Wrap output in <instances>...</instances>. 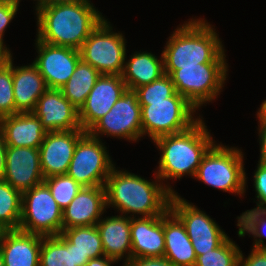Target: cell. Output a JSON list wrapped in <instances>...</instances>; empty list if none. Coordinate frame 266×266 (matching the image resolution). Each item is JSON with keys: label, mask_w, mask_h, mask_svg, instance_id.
<instances>
[{"label": "cell", "mask_w": 266, "mask_h": 266, "mask_svg": "<svg viewBox=\"0 0 266 266\" xmlns=\"http://www.w3.org/2000/svg\"><path fill=\"white\" fill-rule=\"evenodd\" d=\"M258 134L260 144V159L259 163L266 164V123H258Z\"/></svg>", "instance_id": "ab89813d"}, {"label": "cell", "mask_w": 266, "mask_h": 266, "mask_svg": "<svg viewBox=\"0 0 266 266\" xmlns=\"http://www.w3.org/2000/svg\"><path fill=\"white\" fill-rule=\"evenodd\" d=\"M87 133L97 139L99 135L138 141L143 137L141 106L135 90L126 89L114 106L99 119Z\"/></svg>", "instance_id": "8fae6325"}, {"label": "cell", "mask_w": 266, "mask_h": 266, "mask_svg": "<svg viewBox=\"0 0 266 266\" xmlns=\"http://www.w3.org/2000/svg\"><path fill=\"white\" fill-rule=\"evenodd\" d=\"M37 1L36 6H52L58 4H70V3H77L82 2L85 0H35Z\"/></svg>", "instance_id": "7bdbcfd3"}, {"label": "cell", "mask_w": 266, "mask_h": 266, "mask_svg": "<svg viewBox=\"0 0 266 266\" xmlns=\"http://www.w3.org/2000/svg\"><path fill=\"white\" fill-rule=\"evenodd\" d=\"M204 121L199 120L189 129L159 137L153 141L160 150L156 175L162 181L195 177L202 157L215 143Z\"/></svg>", "instance_id": "277c9868"}, {"label": "cell", "mask_w": 266, "mask_h": 266, "mask_svg": "<svg viewBox=\"0 0 266 266\" xmlns=\"http://www.w3.org/2000/svg\"><path fill=\"white\" fill-rule=\"evenodd\" d=\"M20 0H0V46L5 47L10 53V49L4 45V32L9 23L17 14Z\"/></svg>", "instance_id": "d590c367"}, {"label": "cell", "mask_w": 266, "mask_h": 266, "mask_svg": "<svg viewBox=\"0 0 266 266\" xmlns=\"http://www.w3.org/2000/svg\"><path fill=\"white\" fill-rule=\"evenodd\" d=\"M0 125L7 146L39 148L47 134L33 112L4 116Z\"/></svg>", "instance_id": "44dd1931"}, {"label": "cell", "mask_w": 266, "mask_h": 266, "mask_svg": "<svg viewBox=\"0 0 266 266\" xmlns=\"http://www.w3.org/2000/svg\"><path fill=\"white\" fill-rule=\"evenodd\" d=\"M11 53L5 48L0 46V67L4 65Z\"/></svg>", "instance_id": "f6af8a7d"}, {"label": "cell", "mask_w": 266, "mask_h": 266, "mask_svg": "<svg viewBox=\"0 0 266 266\" xmlns=\"http://www.w3.org/2000/svg\"><path fill=\"white\" fill-rule=\"evenodd\" d=\"M126 89V83L121 75L101 74L85 103L78 110L81 128L87 132L110 111Z\"/></svg>", "instance_id": "4fadbf2b"}, {"label": "cell", "mask_w": 266, "mask_h": 266, "mask_svg": "<svg viewBox=\"0 0 266 266\" xmlns=\"http://www.w3.org/2000/svg\"><path fill=\"white\" fill-rule=\"evenodd\" d=\"M118 262L114 259L108 258L105 255L99 258L90 259L85 266H111V264Z\"/></svg>", "instance_id": "b9f144b4"}, {"label": "cell", "mask_w": 266, "mask_h": 266, "mask_svg": "<svg viewBox=\"0 0 266 266\" xmlns=\"http://www.w3.org/2000/svg\"><path fill=\"white\" fill-rule=\"evenodd\" d=\"M86 133L83 129L47 132L39 147L44 179L67 174L75 147Z\"/></svg>", "instance_id": "5bb4252c"}, {"label": "cell", "mask_w": 266, "mask_h": 266, "mask_svg": "<svg viewBox=\"0 0 266 266\" xmlns=\"http://www.w3.org/2000/svg\"><path fill=\"white\" fill-rule=\"evenodd\" d=\"M164 257L175 266H195L197 256L181 220L168 209L164 213Z\"/></svg>", "instance_id": "603a6c76"}, {"label": "cell", "mask_w": 266, "mask_h": 266, "mask_svg": "<svg viewBox=\"0 0 266 266\" xmlns=\"http://www.w3.org/2000/svg\"><path fill=\"white\" fill-rule=\"evenodd\" d=\"M101 140L86 133L75 147L67 175L83 187L105 186L115 166Z\"/></svg>", "instance_id": "30bf717a"}, {"label": "cell", "mask_w": 266, "mask_h": 266, "mask_svg": "<svg viewBox=\"0 0 266 266\" xmlns=\"http://www.w3.org/2000/svg\"><path fill=\"white\" fill-rule=\"evenodd\" d=\"M143 136L155 139L189 129L200 118L196 108L177 92L166 101H139ZM195 117V119H194Z\"/></svg>", "instance_id": "8992f818"}, {"label": "cell", "mask_w": 266, "mask_h": 266, "mask_svg": "<svg viewBox=\"0 0 266 266\" xmlns=\"http://www.w3.org/2000/svg\"><path fill=\"white\" fill-rule=\"evenodd\" d=\"M6 148H7V145L4 139L2 127L0 125V181L4 179V175H5Z\"/></svg>", "instance_id": "60d3db41"}, {"label": "cell", "mask_w": 266, "mask_h": 266, "mask_svg": "<svg viewBox=\"0 0 266 266\" xmlns=\"http://www.w3.org/2000/svg\"><path fill=\"white\" fill-rule=\"evenodd\" d=\"M239 266H266V249H252L248 257L242 251L239 256Z\"/></svg>", "instance_id": "74e56055"}, {"label": "cell", "mask_w": 266, "mask_h": 266, "mask_svg": "<svg viewBox=\"0 0 266 266\" xmlns=\"http://www.w3.org/2000/svg\"><path fill=\"white\" fill-rule=\"evenodd\" d=\"M254 188L256 191V209L266 208V164L258 162L257 170L254 173Z\"/></svg>", "instance_id": "8d00e7d4"}, {"label": "cell", "mask_w": 266, "mask_h": 266, "mask_svg": "<svg viewBox=\"0 0 266 266\" xmlns=\"http://www.w3.org/2000/svg\"><path fill=\"white\" fill-rule=\"evenodd\" d=\"M122 266H175L167 258L163 257H138L131 258Z\"/></svg>", "instance_id": "f35d334b"}, {"label": "cell", "mask_w": 266, "mask_h": 266, "mask_svg": "<svg viewBox=\"0 0 266 266\" xmlns=\"http://www.w3.org/2000/svg\"><path fill=\"white\" fill-rule=\"evenodd\" d=\"M240 248L229 237L217 248L199 255L195 266H239Z\"/></svg>", "instance_id": "4dcf8cb0"}, {"label": "cell", "mask_w": 266, "mask_h": 266, "mask_svg": "<svg viewBox=\"0 0 266 266\" xmlns=\"http://www.w3.org/2000/svg\"><path fill=\"white\" fill-rule=\"evenodd\" d=\"M22 214V193L5 180L0 181V225L6 230L20 226Z\"/></svg>", "instance_id": "f1b7e54d"}, {"label": "cell", "mask_w": 266, "mask_h": 266, "mask_svg": "<svg viewBox=\"0 0 266 266\" xmlns=\"http://www.w3.org/2000/svg\"><path fill=\"white\" fill-rule=\"evenodd\" d=\"M188 237L192 242L197 257L217 248L228 238L227 235H202Z\"/></svg>", "instance_id": "e575fe53"}, {"label": "cell", "mask_w": 266, "mask_h": 266, "mask_svg": "<svg viewBox=\"0 0 266 266\" xmlns=\"http://www.w3.org/2000/svg\"><path fill=\"white\" fill-rule=\"evenodd\" d=\"M101 73L80 60L69 80L60 88L63 96L78 110L85 103Z\"/></svg>", "instance_id": "4316f807"}, {"label": "cell", "mask_w": 266, "mask_h": 266, "mask_svg": "<svg viewBox=\"0 0 266 266\" xmlns=\"http://www.w3.org/2000/svg\"><path fill=\"white\" fill-rule=\"evenodd\" d=\"M42 235L6 230L0 244L5 266H39Z\"/></svg>", "instance_id": "d6986e66"}, {"label": "cell", "mask_w": 266, "mask_h": 266, "mask_svg": "<svg viewBox=\"0 0 266 266\" xmlns=\"http://www.w3.org/2000/svg\"><path fill=\"white\" fill-rule=\"evenodd\" d=\"M204 19H190L169 36L162 51L164 73L203 63H227L225 49L213 26Z\"/></svg>", "instance_id": "3957f363"}, {"label": "cell", "mask_w": 266, "mask_h": 266, "mask_svg": "<svg viewBox=\"0 0 266 266\" xmlns=\"http://www.w3.org/2000/svg\"><path fill=\"white\" fill-rule=\"evenodd\" d=\"M61 235L84 256L99 258L104 256V250L96 225L62 229Z\"/></svg>", "instance_id": "83f0119b"}, {"label": "cell", "mask_w": 266, "mask_h": 266, "mask_svg": "<svg viewBox=\"0 0 266 266\" xmlns=\"http://www.w3.org/2000/svg\"><path fill=\"white\" fill-rule=\"evenodd\" d=\"M169 209L181 220L188 236L227 235L216 221L178 194H172Z\"/></svg>", "instance_id": "d4e9b609"}, {"label": "cell", "mask_w": 266, "mask_h": 266, "mask_svg": "<svg viewBox=\"0 0 266 266\" xmlns=\"http://www.w3.org/2000/svg\"><path fill=\"white\" fill-rule=\"evenodd\" d=\"M6 232V229L0 225V244L3 238L4 233Z\"/></svg>", "instance_id": "bcb514c9"}, {"label": "cell", "mask_w": 266, "mask_h": 266, "mask_svg": "<svg viewBox=\"0 0 266 266\" xmlns=\"http://www.w3.org/2000/svg\"><path fill=\"white\" fill-rule=\"evenodd\" d=\"M19 230L42 236L62 232V210L43 182L22 193V214Z\"/></svg>", "instance_id": "9c48e42d"}, {"label": "cell", "mask_w": 266, "mask_h": 266, "mask_svg": "<svg viewBox=\"0 0 266 266\" xmlns=\"http://www.w3.org/2000/svg\"><path fill=\"white\" fill-rule=\"evenodd\" d=\"M3 180L21 193L43 183L39 148L7 146Z\"/></svg>", "instance_id": "9a60e30c"}, {"label": "cell", "mask_w": 266, "mask_h": 266, "mask_svg": "<svg viewBox=\"0 0 266 266\" xmlns=\"http://www.w3.org/2000/svg\"><path fill=\"white\" fill-rule=\"evenodd\" d=\"M35 41L38 56L33 64L49 89H60L72 76L81 60L80 51L71 47L51 45L37 38Z\"/></svg>", "instance_id": "7c38bea8"}, {"label": "cell", "mask_w": 266, "mask_h": 266, "mask_svg": "<svg viewBox=\"0 0 266 266\" xmlns=\"http://www.w3.org/2000/svg\"><path fill=\"white\" fill-rule=\"evenodd\" d=\"M154 175L156 181L151 182L126 170H116L114 166L104 186L106 207H114L125 216L132 213L131 218H136V214L140 217L163 215L169 209L172 194L177 192Z\"/></svg>", "instance_id": "6da1fadb"}, {"label": "cell", "mask_w": 266, "mask_h": 266, "mask_svg": "<svg viewBox=\"0 0 266 266\" xmlns=\"http://www.w3.org/2000/svg\"><path fill=\"white\" fill-rule=\"evenodd\" d=\"M0 266H5L4 265V261H3V258H2V255L0 254Z\"/></svg>", "instance_id": "7dc6e473"}, {"label": "cell", "mask_w": 266, "mask_h": 266, "mask_svg": "<svg viewBox=\"0 0 266 266\" xmlns=\"http://www.w3.org/2000/svg\"><path fill=\"white\" fill-rule=\"evenodd\" d=\"M112 30L107 19L100 22L79 49L80 56L101 74L122 75L127 42L122 33Z\"/></svg>", "instance_id": "ba28073f"}, {"label": "cell", "mask_w": 266, "mask_h": 266, "mask_svg": "<svg viewBox=\"0 0 266 266\" xmlns=\"http://www.w3.org/2000/svg\"><path fill=\"white\" fill-rule=\"evenodd\" d=\"M124 62L122 79L127 89L136 90L138 87L147 85L164 75L163 55L158 56L147 51L135 52L133 56Z\"/></svg>", "instance_id": "cb8c5ba5"}, {"label": "cell", "mask_w": 266, "mask_h": 266, "mask_svg": "<svg viewBox=\"0 0 266 266\" xmlns=\"http://www.w3.org/2000/svg\"><path fill=\"white\" fill-rule=\"evenodd\" d=\"M106 208L104 186L82 187L62 211V229L96 225Z\"/></svg>", "instance_id": "e0dca14e"}, {"label": "cell", "mask_w": 266, "mask_h": 266, "mask_svg": "<svg viewBox=\"0 0 266 266\" xmlns=\"http://www.w3.org/2000/svg\"><path fill=\"white\" fill-rule=\"evenodd\" d=\"M47 89L45 79L33 63L29 66H13L15 114L33 112L38 99Z\"/></svg>", "instance_id": "7402d4cb"}, {"label": "cell", "mask_w": 266, "mask_h": 266, "mask_svg": "<svg viewBox=\"0 0 266 266\" xmlns=\"http://www.w3.org/2000/svg\"><path fill=\"white\" fill-rule=\"evenodd\" d=\"M90 0L52 6H36L37 39L45 43L80 49L105 17Z\"/></svg>", "instance_id": "7a4b0ae2"}, {"label": "cell", "mask_w": 266, "mask_h": 266, "mask_svg": "<svg viewBox=\"0 0 266 266\" xmlns=\"http://www.w3.org/2000/svg\"><path fill=\"white\" fill-rule=\"evenodd\" d=\"M256 115L259 118V123H266V99L262 102Z\"/></svg>", "instance_id": "ee69618b"}, {"label": "cell", "mask_w": 266, "mask_h": 266, "mask_svg": "<svg viewBox=\"0 0 266 266\" xmlns=\"http://www.w3.org/2000/svg\"><path fill=\"white\" fill-rule=\"evenodd\" d=\"M33 113L47 132L82 129L78 109L62 94L60 89H47L38 99Z\"/></svg>", "instance_id": "2e32d148"}, {"label": "cell", "mask_w": 266, "mask_h": 266, "mask_svg": "<svg viewBox=\"0 0 266 266\" xmlns=\"http://www.w3.org/2000/svg\"><path fill=\"white\" fill-rule=\"evenodd\" d=\"M243 156L236 147L214 143L202 157L194 178L213 188L243 196L247 186Z\"/></svg>", "instance_id": "5b68a950"}, {"label": "cell", "mask_w": 266, "mask_h": 266, "mask_svg": "<svg viewBox=\"0 0 266 266\" xmlns=\"http://www.w3.org/2000/svg\"><path fill=\"white\" fill-rule=\"evenodd\" d=\"M227 63H203L181 67L170 77L176 92L185 97L196 109L218 98L227 78Z\"/></svg>", "instance_id": "52a82bcc"}, {"label": "cell", "mask_w": 266, "mask_h": 266, "mask_svg": "<svg viewBox=\"0 0 266 266\" xmlns=\"http://www.w3.org/2000/svg\"><path fill=\"white\" fill-rule=\"evenodd\" d=\"M238 236L243 237L246 232L253 235L254 249H266L263 237L266 238V208L247 210L237 217Z\"/></svg>", "instance_id": "f546056e"}, {"label": "cell", "mask_w": 266, "mask_h": 266, "mask_svg": "<svg viewBox=\"0 0 266 266\" xmlns=\"http://www.w3.org/2000/svg\"><path fill=\"white\" fill-rule=\"evenodd\" d=\"M12 54L0 67V118L15 114L13 95V60Z\"/></svg>", "instance_id": "d6a6232c"}, {"label": "cell", "mask_w": 266, "mask_h": 266, "mask_svg": "<svg viewBox=\"0 0 266 266\" xmlns=\"http://www.w3.org/2000/svg\"><path fill=\"white\" fill-rule=\"evenodd\" d=\"M138 101H166V98L176 93L170 75L164 74L153 82L138 87L136 90Z\"/></svg>", "instance_id": "836d02e7"}, {"label": "cell", "mask_w": 266, "mask_h": 266, "mask_svg": "<svg viewBox=\"0 0 266 266\" xmlns=\"http://www.w3.org/2000/svg\"><path fill=\"white\" fill-rule=\"evenodd\" d=\"M51 191L52 197L63 211L83 187L67 174L47 177L43 181Z\"/></svg>", "instance_id": "1f68e13d"}, {"label": "cell", "mask_w": 266, "mask_h": 266, "mask_svg": "<svg viewBox=\"0 0 266 266\" xmlns=\"http://www.w3.org/2000/svg\"><path fill=\"white\" fill-rule=\"evenodd\" d=\"M89 260L61 234L42 236L39 266H85Z\"/></svg>", "instance_id": "484cf974"}, {"label": "cell", "mask_w": 266, "mask_h": 266, "mask_svg": "<svg viewBox=\"0 0 266 266\" xmlns=\"http://www.w3.org/2000/svg\"><path fill=\"white\" fill-rule=\"evenodd\" d=\"M131 218L132 258L163 257L165 252L164 214Z\"/></svg>", "instance_id": "ac0fdd59"}, {"label": "cell", "mask_w": 266, "mask_h": 266, "mask_svg": "<svg viewBox=\"0 0 266 266\" xmlns=\"http://www.w3.org/2000/svg\"><path fill=\"white\" fill-rule=\"evenodd\" d=\"M96 227L100 234L104 255L116 261L126 258L123 265L127 263L132 258L131 217L123 214L108 216L106 219H100Z\"/></svg>", "instance_id": "ffe728a7"}]
</instances>
